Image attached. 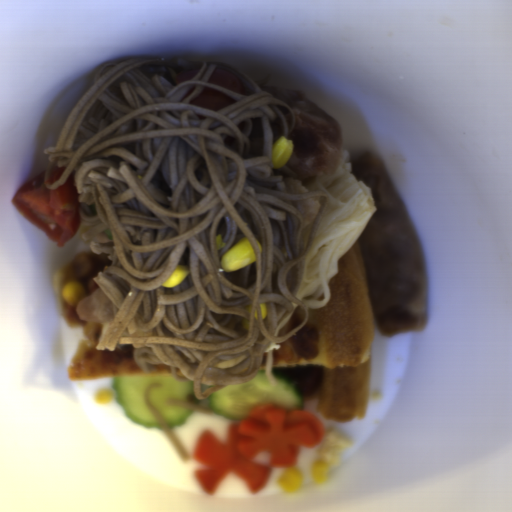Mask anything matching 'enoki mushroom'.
Here are the masks:
<instances>
[{"label":"enoki mushroom","mask_w":512,"mask_h":512,"mask_svg":"<svg viewBox=\"0 0 512 512\" xmlns=\"http://www.w3.org/2000/svg\"><path fill=\"white\" fill-rule=\"evenodd\" d=\"M350 151H341L333 171L305 179H285L289 192L324 191L325 204L314 227L294 297L309 313L330 298V282L339 271L338 260L356 242L378 205L365 182L351 173Z\"/></svg>","instance_id":"enoki-mushroom-1"}]
</instances>
